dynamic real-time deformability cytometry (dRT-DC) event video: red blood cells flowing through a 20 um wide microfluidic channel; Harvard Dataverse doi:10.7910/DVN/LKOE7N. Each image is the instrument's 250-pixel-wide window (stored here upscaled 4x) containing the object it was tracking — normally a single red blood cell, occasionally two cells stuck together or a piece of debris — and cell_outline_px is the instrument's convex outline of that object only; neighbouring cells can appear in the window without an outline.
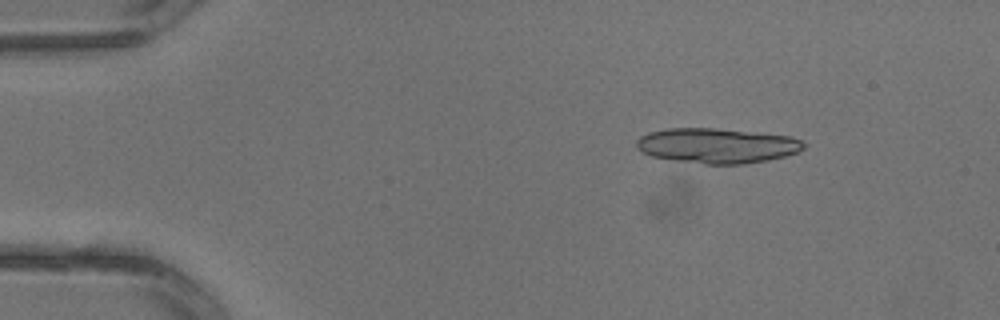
{"species": "common noctule bat (a hibernating species)", "species_latin": "Nyctalus noctula", "temperature_condition": "warm", "stored_images_in_passage": 3, "camera_frame_rate_fps": 3000, "um_per_image_px": 0.085, "animal": {"sex": "male", "body_mass_g": 13.3}, "frame": {"image": 1, "passage_image": 2, "time_ms": 0.333, "image_size_px": [1000, 320], "cell_outline_px": [[808, 144], [800, 152], [768, 160], [744, 164], [704, 164], [676, 160], [652, 156], [636, 148], [636, 140], [640, 136], [648, 132], [668, 128], [716, 128], [756, 132], [788, 136], [804, 140]], "centroid_in_image_um": [60.98, 12.37], "position_along_channel_um": 24.0, "area_um2": 34.33}}